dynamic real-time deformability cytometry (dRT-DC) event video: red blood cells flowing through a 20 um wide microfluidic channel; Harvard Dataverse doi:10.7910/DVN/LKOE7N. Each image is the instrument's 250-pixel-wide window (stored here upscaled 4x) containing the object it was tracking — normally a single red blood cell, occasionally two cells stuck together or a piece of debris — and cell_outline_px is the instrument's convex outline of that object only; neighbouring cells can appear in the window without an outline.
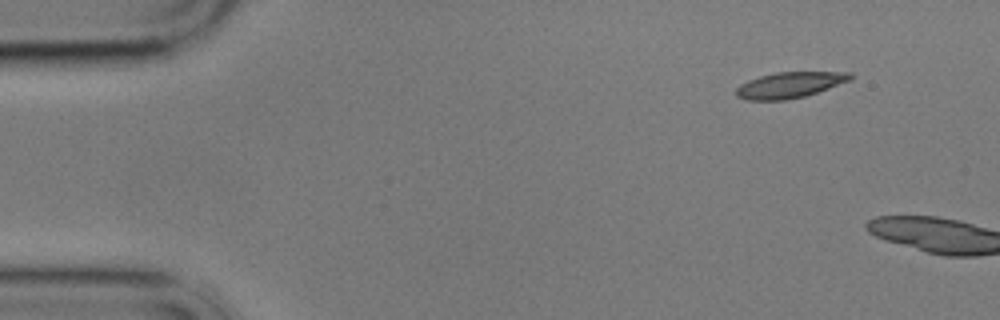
{"species": "common noctule bat (a hibernating species)", "species_latin": "Nyctalus noctula", "temperature_condition": "cold", "stored_images_in_passage": 2, "camera_frame_rate_fps": 3000, "um_per_image_px": 0.085, "animal": {"sex": "male", "body_mass_g": 17.9}, "frame": {"image": 1, "passage_image": 1, "time_ms": 0.0, "image_size_px": [1000, 320], "cell_outline_px": [[852, 80], [804, 96], [784, 100], [744, 100], [736, 96], [736, 88], [740, 84], [748, 80], [760, 76], [776, 72], [852, 72]], "centroid_in_image_um": [67.1, 7.22], "position_along_channel_um": 17.9, "area_um2": 17.17}}